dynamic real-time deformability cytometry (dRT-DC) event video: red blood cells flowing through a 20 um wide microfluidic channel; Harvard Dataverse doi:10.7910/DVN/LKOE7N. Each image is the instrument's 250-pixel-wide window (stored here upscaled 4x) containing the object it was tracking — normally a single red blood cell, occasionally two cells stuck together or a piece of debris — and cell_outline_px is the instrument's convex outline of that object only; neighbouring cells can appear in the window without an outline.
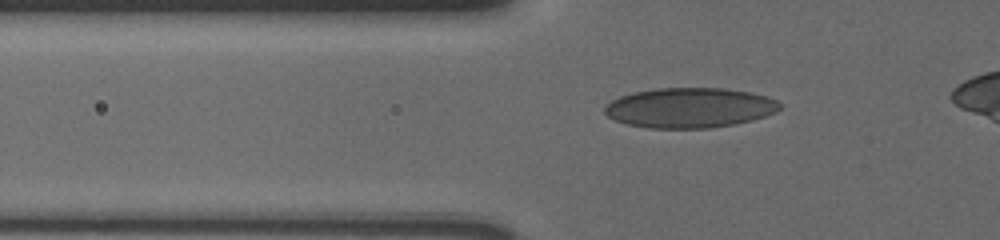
{"species": "human", "species_latin": "Homo sapiens", "temperature_condition": "cold", "stored_images_in_passage": 38, "camera_frame_rate_fps": 3000, "um_per_image_px": 0.085, "donor": {"sex": "male"}, "frame": {"image": 1, "passage_image": 4, "time_ms": 1.0, "image_size_px": [1000, 240], "cell_outline_px": [[780, 108], [776, 112], [752, 120], [732, 124], [708, 128], [648, 128], [628, 124], [616, 120], [608, 116], [604, 112], [604, 108], [612, 100], [620, 96], [632, 92], [656, 88], [724, 88], [748, 92], [768, 96], [776, 100], [780, 104]], "centroid_in_image_um": [58.61, 9.15], "position_along_channel_um": 67.2, "area_um2": 40.69}}
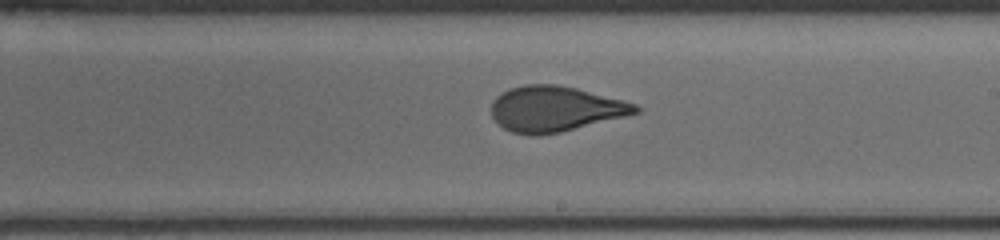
{"frame": {"image": 2, "passage_image": 19, "time_ms": 6.0, "image_size_px": [1000, 240], "cell_outline_px": [[640, 112], [560, 132], [536, 136], [532, 136], [512, 132], [504, 128], [492, 116], [492, 104], [496, 96], [512, 88], [524, 84], [556, 84], [576, 88], [636, 104], [640, 108]], "centroid_in_image_um": [47.16, 9.26], "position_along_channel_um": 241.8, "area_um2": 37.63}}
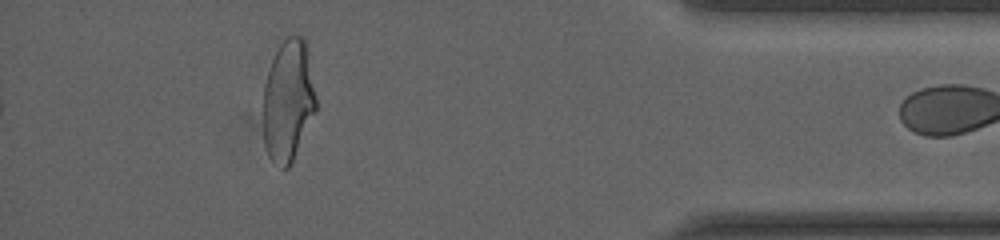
{"frame": {"image": 3, "passage_image": 36, "time_ms": 11.667, "image_size_px": [1000, 240], "cell_outline_px": [[316, 112], [288, 168], [280, 168], [268, 156], [264, 144], [264, 84], [272, 60], [280, 44], [288, 36], [300, 36], [304, 40], [316, 96]], "centroid_in_image_um": [24.48, 8.59], "position_along_channel_um": 410.7, "area_um2": 36.82}}